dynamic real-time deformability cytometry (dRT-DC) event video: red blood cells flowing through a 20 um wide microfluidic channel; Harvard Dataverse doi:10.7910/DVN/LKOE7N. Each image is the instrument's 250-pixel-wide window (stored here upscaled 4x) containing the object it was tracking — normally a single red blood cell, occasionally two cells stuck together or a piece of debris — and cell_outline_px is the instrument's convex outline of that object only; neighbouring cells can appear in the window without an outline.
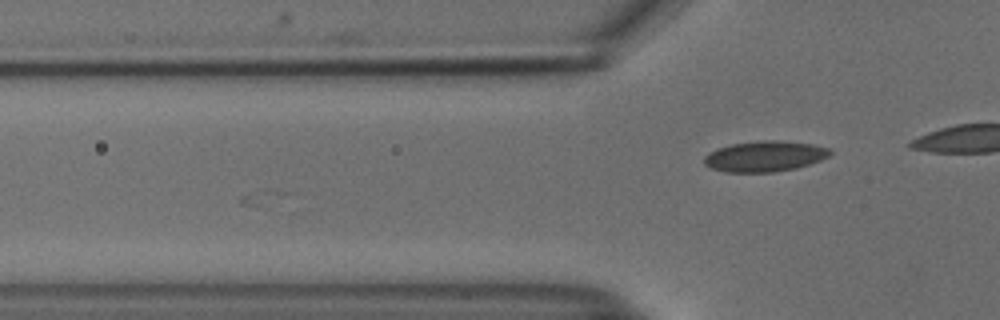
{"species": "common noctule bat (a hibernating species)", "species_latin": "Nyctalus noctula", "temperature_condition": "cold", "stored_images_in_passage": 14, "segment_of_instrument_passage": [2, 2], "camera_frame_rate_fps": 3000, "um_per_image_px": 0.085, "animal": {"sex": "male", "body_mass_g": 18.8}, "frame": {"image": 1, "passage_image": 14, "time_ms": 4.333, "image_size_px": [1000, 320], "cell_outline_px": [[832, 152], [828, 156], [820, 160], [796, 168], [772, 172], [724, 172], [712, 168], [704, 164], [704, 156], [708, 152], [716, 148], [732, 144], [756, 140], [776, 140], [812, 144], [832, 148]], "centroid_in_image_um": [64.98, 13.27], "position_along_channel_um": 60.8, "area_um2": 22.6}}